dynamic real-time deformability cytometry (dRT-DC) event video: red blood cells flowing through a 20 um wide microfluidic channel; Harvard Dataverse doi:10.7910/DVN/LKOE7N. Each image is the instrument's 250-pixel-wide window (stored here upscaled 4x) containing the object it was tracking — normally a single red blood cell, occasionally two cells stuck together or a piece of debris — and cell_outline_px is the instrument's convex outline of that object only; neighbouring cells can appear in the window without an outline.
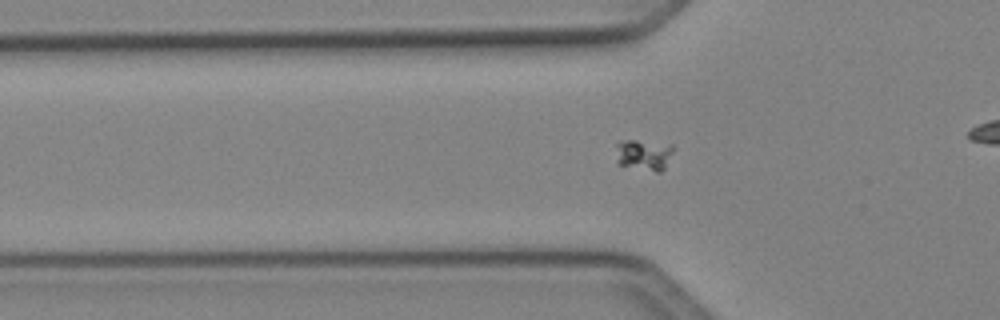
{"species": "Egyptian fruit bat (a non-hibernating species)", "species_latin": "Rousettus aegyptiacus", "temperature_condition": "cold", "stored_images_in_passage": 42, "segment_of_instrument_passage": [1, 2], "camera_frame_rate_fps": 3000, "um_per_image_px": 0.085, "animal": {"sex": "female"}, "frame": {"image": 1, "passage_image": 8, "time_ms": 2.333, "image_size_px": [1000, 320], "cell_outline_px": [[676, 148], [664, 168], [660, 172], [656, 172], [616, 164], [616, 144], [620, 140], [636, 140], [672, 144]], "centroid_in_image_um": [54.73, 13.14], "position_along_channel_um": 71.1, "area_um2": 10.69}}
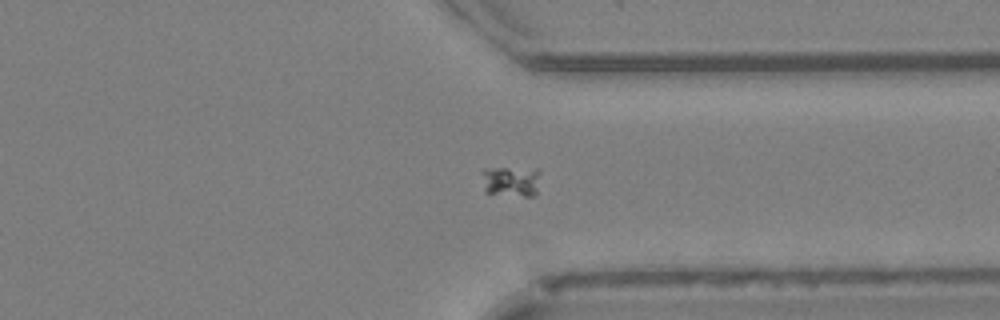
{"frame": {"image": 2, "passage_image": 30, "time_ms": 9.667, "image_size_px": [1000, 320], "cell_outline_px": [[540, 172], [536, 196], [524, 196], [484, 192], [480, 172], [484, 168], [540, 168]], "centroid_in_image_um": [43.43, 15.38], "position_along_channel_um": 368.0, "area_um2": 10.75}}
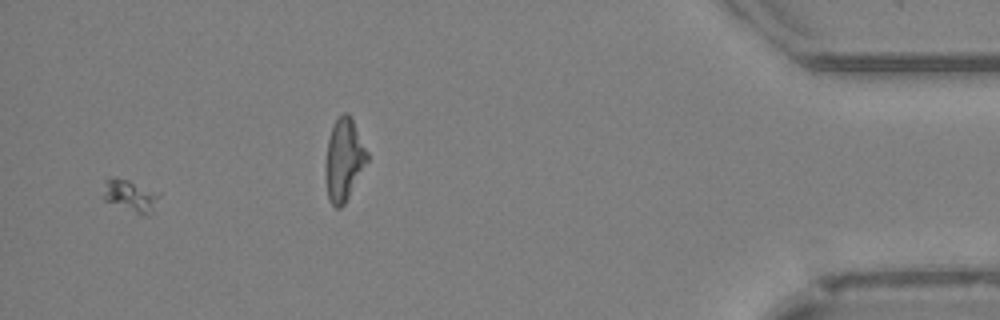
{"frame": {"image": 3, "passage_image": 40, "time_ms": 13.0, "image_size_px": [1000, 320], "cell_outline_px": [[160, 196], [152, 212], [148, 216], [144, 216], [104, 200], [104, 192], [108, 176], [116, 176], [128, 180], [160, 192]], "centroid_in_image_um": [11.12, 16.63], "position_along_channel_um": 424.1, "area_um2": 10.4}}